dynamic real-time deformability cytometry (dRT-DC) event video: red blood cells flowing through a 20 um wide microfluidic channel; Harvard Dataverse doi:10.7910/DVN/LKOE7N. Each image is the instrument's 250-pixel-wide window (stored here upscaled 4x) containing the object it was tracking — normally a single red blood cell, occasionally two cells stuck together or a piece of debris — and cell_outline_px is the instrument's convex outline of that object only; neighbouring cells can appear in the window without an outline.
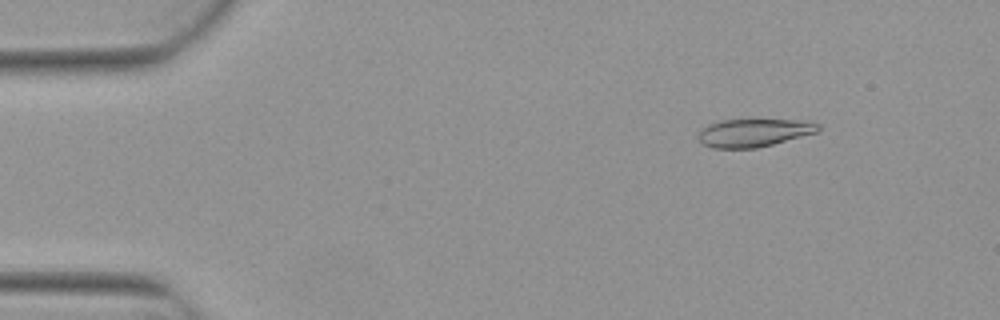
{"species": "Egyptian fruit bat (a non-hibernating species)", "species_latin": "Rousettus aegyptiacus", "temperature_condition": "warm", "stored_images_in_passage": 5, "camera_frame_rate_fps": 3000, "um_per_image_px": 0.085, "animal": {"sex": "female"}, "frame": {"image": 1, "passage_image": 2, "time_ms": 0.333, "image_size_px": [1000, 320], "cell_outline_px": [[820, 128], [816, 132], [772, 144], [756, 148], [712, 148], [704, 144], [700, 140], [700, 132], [708, 124], [720, 120], [808, 120], [820, 124]], "centroid_in_image_um": [64.1, 11.27], "position_along_channel_um": 20.9, "area_um2": 19.25}}
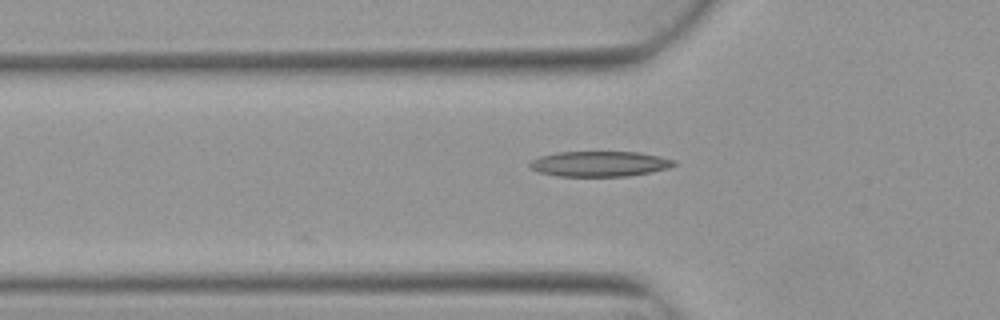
{"frame": {"image": 2, "passage_image": 5, "time_ms": 1.333, "image_size_px": [1000, 320], "cell_outline_px": [[676, 164], [668, 168], [652, 172], [628, 176], [556, 176], [540, 172], [532, 168], [528, 164], [532, 160], [540, 156], [560, 152], [640, 152], [660, 156], [676, 160]], "centroid_in_image_um": [51.01, 13.92], "position_along_channel_um": 74.8, "area_um2": 21.27}}